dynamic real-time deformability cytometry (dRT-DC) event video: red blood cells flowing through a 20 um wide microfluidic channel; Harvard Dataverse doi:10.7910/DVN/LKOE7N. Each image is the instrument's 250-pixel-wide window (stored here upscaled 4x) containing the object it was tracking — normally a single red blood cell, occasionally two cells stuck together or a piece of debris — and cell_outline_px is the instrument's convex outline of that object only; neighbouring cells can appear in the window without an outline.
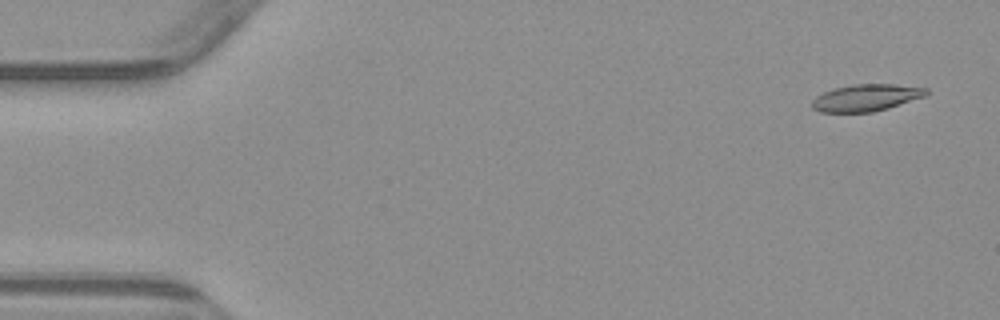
{"species": "common noctule bat (a hibernating species)", "species_latin": "Nyctalus noctula", "temperature_condition": "warm", "stored_images_in_passage": 7, "camera_frame_rate_fps": 3000, "um_per_image_px": 0.085, "animal": {"sex": "male", "body_mass_g": 23.1, "forearm_length_mm": 52.7}, "frame": {"image": 1, "passage_image": 1, "time_ms": 0.0, "image_size_px": [1000, 320], "cell_outline_px": [[928, 92], [924, 96], [888, 108], [872, 112], [820, 112], [812, 108], [812, 100], [816, 96], [832, 88], [852, 84], [892, 84], [928, 88]], "centroid_in_image_um": [73.58, 8.3], "position_along_channel_um": 11.4, "area_um2": 17.86}}
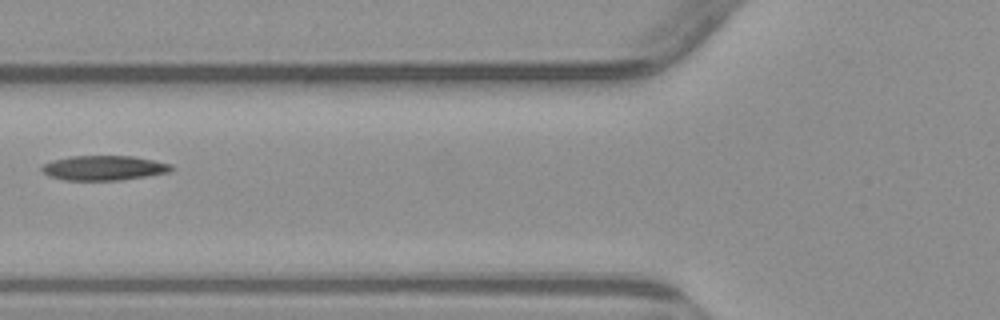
{"frame": {"image": 2, "passage_image": 6, "time_ms": 6.0, "image_size_px": [1000, 320], "cell_outline_px": [[176, 168], [168, 172], [120, 180], [64, 180], [48, 176], [40, 168], [44, 164], [52, 160], [68, 156], [132, 156], [172, 164]], "centroid_in_image_um": [8.81, 14.27], "position_along_channel_um": 117.0, "area_um2": 18.61}}
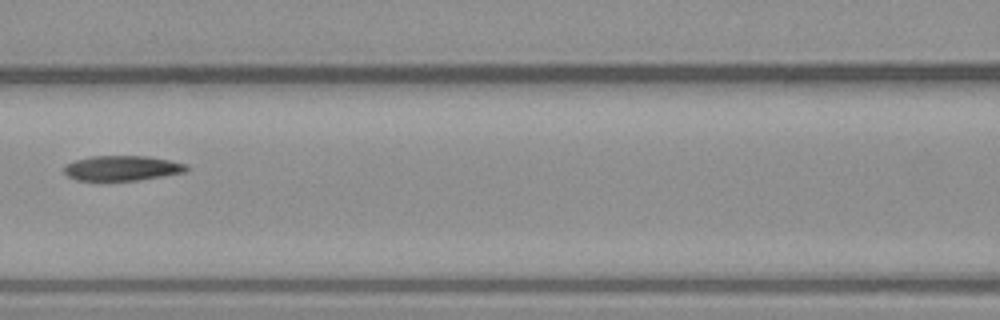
{"frame": {"image": 3, "passage_image": 7, "time_ms": 7.0, "image_size_px": [1000, 320], "cell_outline_px": [[188, 172], [140, 180], [76, 180], [68, 176], [64, 172], [64, 164], [76, 160], [92, 156], [148, 156], [188, 164]], "centroid_in_image_um": [10.41, 14.29], "position_along_channel_um": 156.2, "area_um2": 17.92}}